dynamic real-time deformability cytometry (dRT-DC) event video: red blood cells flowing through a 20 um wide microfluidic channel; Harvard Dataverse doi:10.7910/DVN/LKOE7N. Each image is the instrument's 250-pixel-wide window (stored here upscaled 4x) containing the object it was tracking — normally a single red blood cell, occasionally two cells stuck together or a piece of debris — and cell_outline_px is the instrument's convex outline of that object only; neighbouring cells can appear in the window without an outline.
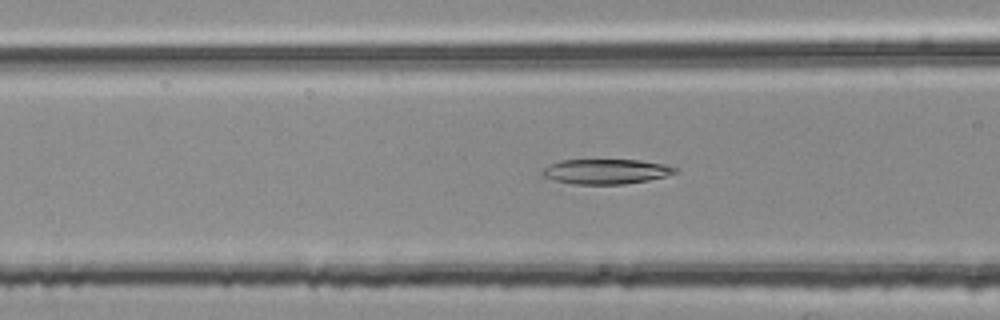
{"species": "common noctule bat (a hibernating species)", "species_latin": "Nyctalus noctula", "temperature_condition": "room temperature", "stored_images_in_passage": 37, "camera_frame_rate_fps": 3000, "um_per_image_px": 0.085, "animal": {"sex": "female", "body_mass_g": 25.1}, "frame": {"image": 1, "passage_image": 4, "time_ms": 1.0, "image_size_px": [1000, 320], "cell_outline_px": [[676, 172], [664, 176], [648, 180], [624, 184], [572, 184], [556, 180], [544, 176], [540, 172], [548, 164], [560, 160], [640, 160], [664, 164], [676, 168]], "centroid_in_image_um": [51.47, 14.57], "position_along_channel_um": 115.1, "area_um2": 19.13}}
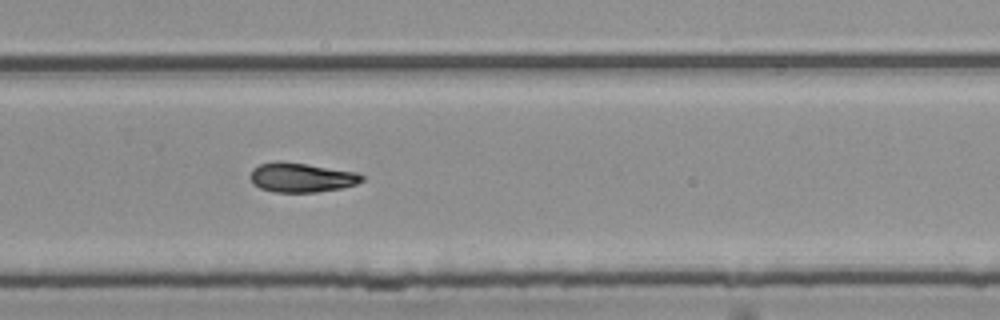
{"frame": {"image": 2, "passage_image": 19, "time_ms": 6.0, "image_size_px": [1000, 320], "cell_outline_px": [[364, 180], [356, 184], [340, 188], [316, 192], [276, 192], [260, 188], [252, 184], [248, 176], [252, 168], [260, 164], [276, 160], [280, 160], [308, 164], [360, 172], [364, 176]], "centroid_in_image_um": [25.6, 15.07], "position_along_channel_um": 304.2, "area_um2": 19.54}}
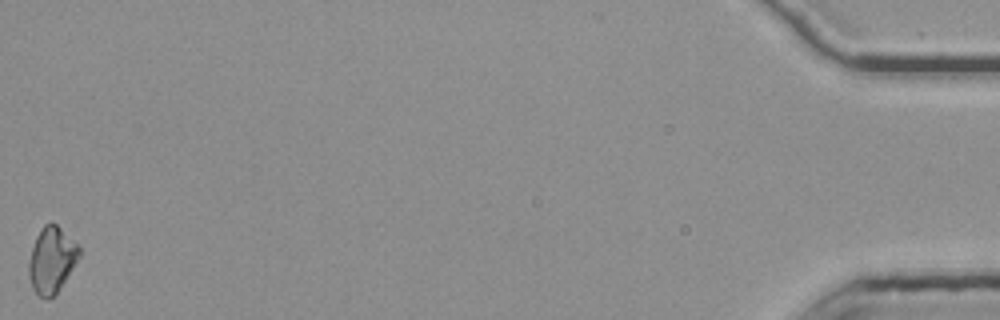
{"frame": {"image": 3, "passage_image": 37, "time_ms": 12.0, "image_size_px": [1000, 320], "cell_outline_px": [[80, 256], [56, 292], [48, 300], [40, 296], [32, 288], [28, 272], [28, 264], [32, 248], [36, 236], [44, 224], [52, 220], [80, 248]], "centroid_in_image_um": [4.36, 22.07], "position_along_channel_um": 430.8, "area_um2": 18.96}}